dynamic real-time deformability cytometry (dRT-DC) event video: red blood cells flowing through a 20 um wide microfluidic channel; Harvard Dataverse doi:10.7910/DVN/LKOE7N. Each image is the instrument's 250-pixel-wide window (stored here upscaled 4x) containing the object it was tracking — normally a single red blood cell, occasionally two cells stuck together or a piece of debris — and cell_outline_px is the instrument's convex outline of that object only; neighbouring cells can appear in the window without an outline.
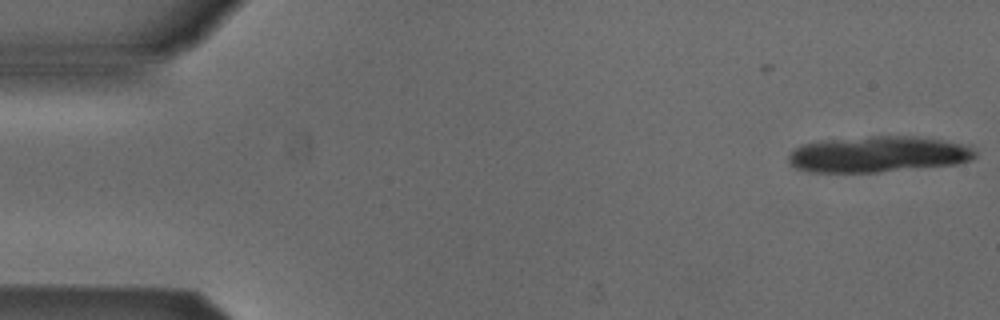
{"species": "Egyptian fruit bat (a non-hibernating species)", "species_latin": "Rousettus aegyptiacus", "temperature_condition": "cold", "stored_images_in_passage": 12, "camera_frame_rate_fps": 3000, "um_per_image_px": 0.085, "animal": {"sex": "male"}, "frame": {"image": 1, "passage_image": 1, "time_ms": 0.0, "image_size_px": [1000, 320], "cell_outline_px": [[976, 156], [972, 160], [956, 164], [876, 172], [812, 172], [796, 168], [788, 164], [788, 156], [796, 148], [804, 144], [820, 140], [872, 136], [916, 136], [972, 144], [976, 152]], "centroid_in_image_um": [74.7, 13.1], "position_along_channel_um": 10.3, "area_um2": 39.54}}